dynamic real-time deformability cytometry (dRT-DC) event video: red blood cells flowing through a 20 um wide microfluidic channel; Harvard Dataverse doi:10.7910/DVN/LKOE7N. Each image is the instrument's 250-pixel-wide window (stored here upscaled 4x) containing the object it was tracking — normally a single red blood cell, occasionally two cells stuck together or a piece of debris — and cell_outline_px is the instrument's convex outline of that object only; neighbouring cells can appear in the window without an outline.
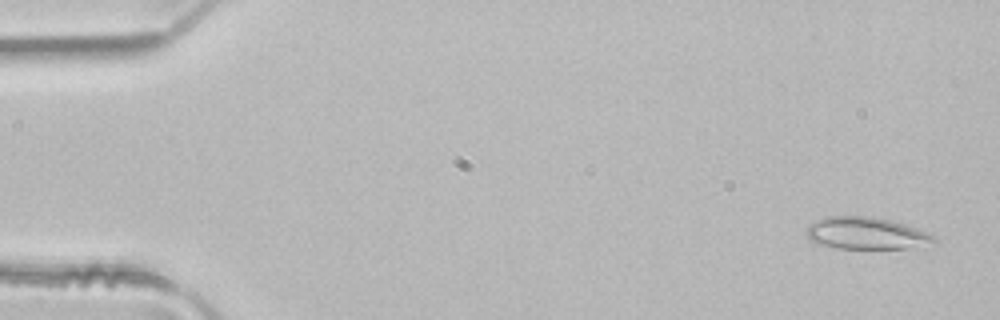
{"species": "common noctule bat (a hibernating species)", "species_latin": "Nyctalus noctula", "temperature_condition": "room temperature", "stored_images_in_passage": 50, "camera_frame_rate_fps": 3000, "um_per_image_px": 0.085, "animal": {"sex": "male", "body_mass_g": 21.5, "forearm_length_mm": 52.0}, "frame": {"image": 1, "passage_image": 2, "time_ms": 0.333, "image_size_px": [1000, 320], "cell_outline_px": [[936, 244], [908, 248], [836, 248], [816, 244], [808, 240], [804, 232], [808, 224], [824, 216], [872, 216], [892, 220], [916, 228], [936, 236]], "centroid_in_image_um": [73.59, 19.82], "position_along_channel_um": 11.4, "area_um2": 24.33}}
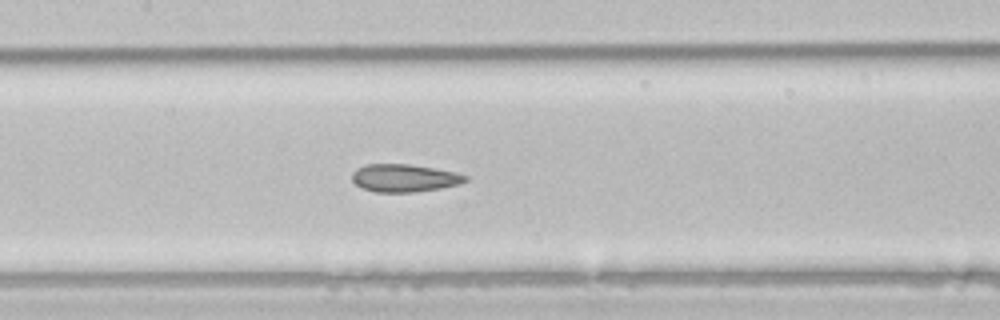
{"frame": {"image": 2, "passage_image": 23, "time_ms": 7.333, "image_size_px": [1000, 320], "cell_outline_px": [[468, 180], [460, 184], [440, 188], [412, 192], [376, 192], [360, 188], [352, 180], [352, 172], [356, 168], [364, 164], [412, 164], [456, 172], [468, 176]], "centroid_in_image_um": [34.35, 15.12], "position_along_channel_um": 173.1, "area_um2": 18.5}}
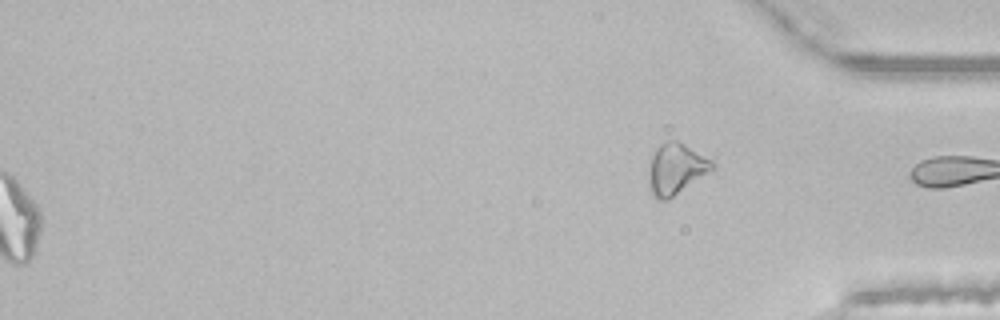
{"frame": {"image": 3, "passage_image": 50, "time_ms": 16.333, "image_size_px": [1000, 320], "cell_outline_px": [[716, 168], [668, 200], [656, 200], [648, 188], [648, 168], [652, 156], [656, 148], [660, 144], [668, 140], [676, 140], [712, 160], [716, 164]], "centroid_in_image_um": [57.44, 14.38], "position_along_channel_um": 377.8, "area_um2": 19.07}, "authors_computed_cell_mechanics": {"area_um2": 21.5016, "velocity_mm_per_s": 4.116, "shape_relaxation_time_tau1_ms": null, "shape_relaxation_time_tau2_ms": 2.3221, "deformation_change_tau1": null, "deformation_change_tau2": 0.0867}}